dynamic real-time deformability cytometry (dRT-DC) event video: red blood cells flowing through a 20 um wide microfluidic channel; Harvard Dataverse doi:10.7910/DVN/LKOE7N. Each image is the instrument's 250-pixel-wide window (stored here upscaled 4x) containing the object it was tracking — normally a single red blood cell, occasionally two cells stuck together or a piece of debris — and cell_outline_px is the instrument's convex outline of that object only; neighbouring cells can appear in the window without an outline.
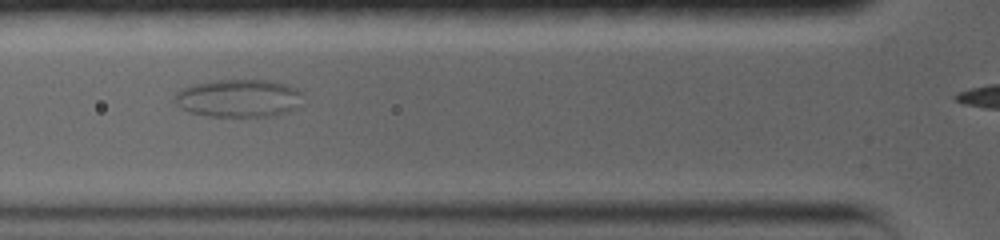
{"species": "common noctule bat (a hibernating species)", "species_latin": "Nyctalus noctula", "temperature_condition": "warm", "stored_images_in_passage": 17, "camera_frame_rate_fps": 5000, "um_per_image_px": 0.085, "animal": {"sex": "female", "body_mass_g": 19.0, "forearm_length_mm": 56.7}, "frame": {"image": 1, "passage_image": 10, "time_ms": 5.2, "image_size_px": [1000, 240], "cell_outline_px": [[296, 92], [244, 116], [216, 116], [196, 112], [184, 108], [180, 96], [184, 92], [200, 84], [216, 80], [260, 80], [280, 84], [292, 88]], "centroid_in_image_um": [19.83, 8.23], "position_along_channel_um": 106.0, "area_um2": 21.79}}
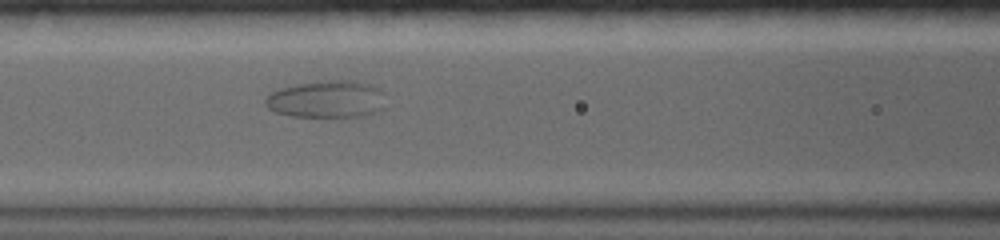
{"frame": {"image": 2, "passage_image": 12, "time_ms": 6.2, "image_size_px": [1000, 240], "cell_outline_px": [[372, 88], [344, 116], [304, 116], [280, 112], [272, 108], [272, 96], [276, 92], [284, 88], [300, 84], [332, 80], [352, 80], [368, 84]], "centroid_in_image_um": [27.22, 8.33], "position_along_channel_um": 139.4, "area_um2": 19.94}}
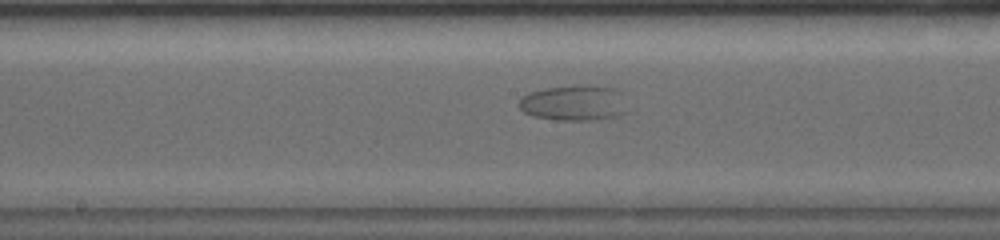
{"frame": {"image": 3, "passage_image": 15, "time_ms": 8.0, "image_size_px": [1000, 240], "cell_outline_px": [[608, 116], [540, 116], [524, 112], [520, 104], [520, 100], [524, 96], [532, 92], [548, 88], [604, 88]], "centroid_in_image_um": [48.11, 8.7], "position_along_channel_um": 200.1, "area_um2": 16.07}}